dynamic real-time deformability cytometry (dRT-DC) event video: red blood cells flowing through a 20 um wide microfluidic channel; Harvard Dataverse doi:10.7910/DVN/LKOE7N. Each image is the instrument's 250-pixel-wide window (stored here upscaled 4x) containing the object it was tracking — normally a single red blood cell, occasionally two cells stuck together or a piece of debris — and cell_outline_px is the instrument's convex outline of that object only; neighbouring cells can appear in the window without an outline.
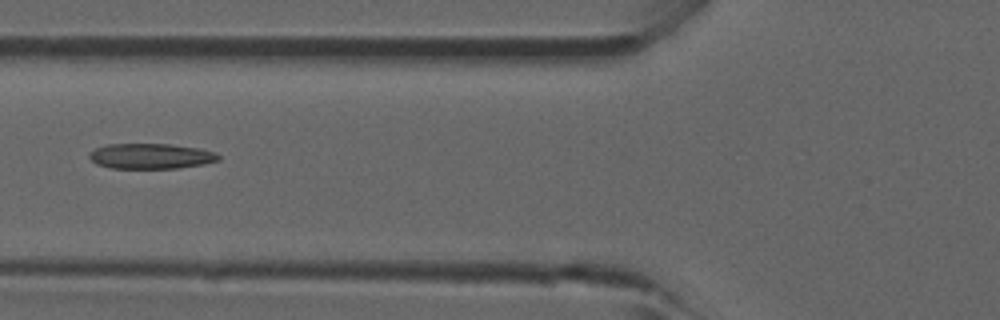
{"species": "common noctule bat (a hibernating species)", "species_latin": "Nyctalus noctula", "temperature_condition": "room temperature", "stored_images_in_passage": 16, "camera_frame_rate_fps": 3000, "um_per_image_px": 0.085, "animal": {"sex": "male", "forearm_length_mm": 52.5}, "frame": {"image": 1, "passage_image": 9, "time_ms": 2.667, "image_size_px": [1000, 320], "cell_outline_px": [[220, 160], [204, 164], [180, 168], [112, 168], [96, 164], [88, 156], [88, 152], [104, 144], [168, 144], [196, 148], [216, 152], [220, 156]], "centroid_in_image_um": [12.81, 13.27], "position_along_channel_um": 113.0, "area_um2": 19.13}}
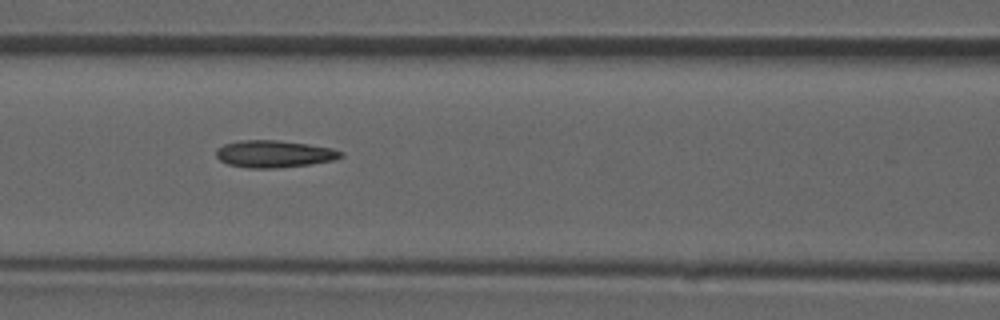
{"frame": {"image": 2, "passage_image": 11, "time_ms": 3.333, "image_size_px": [1000, 320], "cell_outline_px": [[344, 156], [336, 160], [308, 164], [276, 168], [248, 168], [228, 164], [220, 160], [216, 156], [216, 148], [224, 144], [240, 140], [276, 140], [308, 144], [332, 148], [344, 152]], "centroid_in_image_um": [23.31, 13.08], "position_along_channel_um": 143.3, "area_um2": 19.77}}